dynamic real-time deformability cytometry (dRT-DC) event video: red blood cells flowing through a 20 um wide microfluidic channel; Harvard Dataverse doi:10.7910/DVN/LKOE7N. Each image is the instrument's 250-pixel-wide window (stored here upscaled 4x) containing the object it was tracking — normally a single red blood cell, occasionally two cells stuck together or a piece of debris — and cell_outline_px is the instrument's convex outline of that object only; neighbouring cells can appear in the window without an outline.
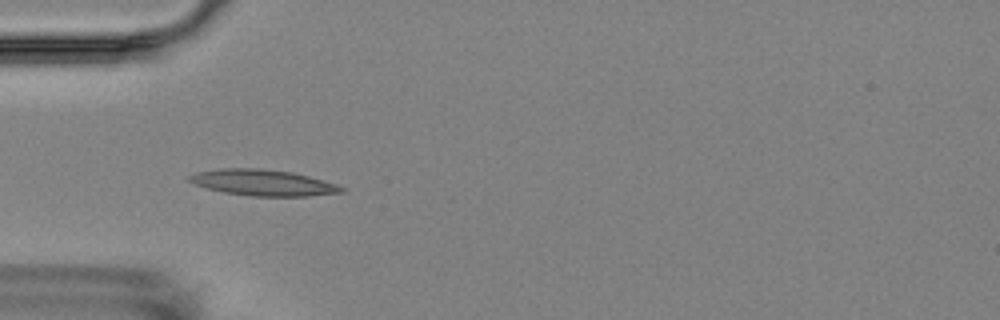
{"species": "Egyptian fruit bat (a non-hibernating species)", "species_latin": "Rousettus aegyptiacus", "temperature_condition": "room temperature", "stored_images_in_passage": 6, "camera_frame_rate_fps": 3000, "um_per_image_px": 0.085, "animal": {"sex": "female"}, "frame": {"image": 1, "passage_image": 5, "time_ms": 4.667, "image_size_px": [1000, 320], "cell_outline_px": [[344, 192], [308, 196], [252, 196], [224, 192], [208, 188], [196, 184], [188, 180], [188, 176], [196, 172], [220, 168], [260, 168], [292, 172], [308, 176], [336, 184], [344, 188]], "centroid_in_image_um": [22.35, 15.52], "position_along_channel_um": 62.7, "area_um2": 22.95}}